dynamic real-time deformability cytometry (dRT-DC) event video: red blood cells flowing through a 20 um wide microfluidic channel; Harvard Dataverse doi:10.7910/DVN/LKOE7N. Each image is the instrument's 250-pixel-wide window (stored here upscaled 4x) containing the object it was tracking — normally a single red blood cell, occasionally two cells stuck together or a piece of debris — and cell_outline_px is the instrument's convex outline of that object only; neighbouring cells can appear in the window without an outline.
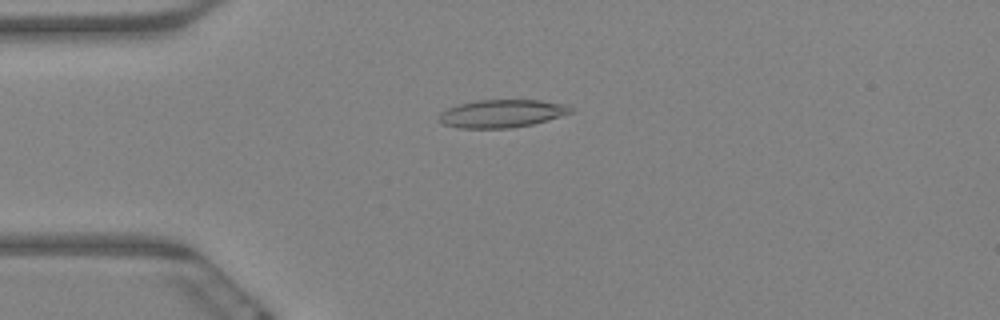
{"species": "Egyptian fruit bat (a non-hibernating species)", "species_latin": "Rousettus aegyptiacus", "temperature_condition": "warm", "stored_images_in_passage": 59, "camera_frame_rate_fps": 3000, "um_per_image_px": 0.085, "animal": {"sex": "female"}, "frame": {"image": 1, "passage_image": 13, "time_ms": 4.0, "image_size_px": [1000, 320], "cell_outline_px": [[576, 112], [548, 120], [532, 124], [508, 128], [456, 128], [444, 124], [436, 116], [440, 112], [448, 108], [460, 104], [476, 100], [540, 100], [568, 104], [576, 108]], "centroid_in_image_um": [42.72, 9.64], "position_along_channel_um": 42.3, "area_um2": 21.73}}
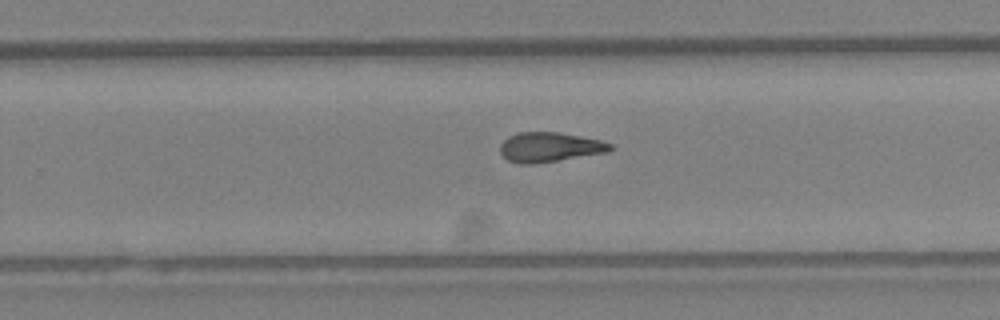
{"frame": {"image": 2, "passage_image": 37, "time_ms": 12.0, "image_size_px": [1000, 320], "cell_outline_px": [[616, 148], [608, 152], [536, 164], [520, 164], [508, 160], [500, 152], [500, 144], [508, 136], [516, 132], [560, 132], [600, 140], [612, 144]], "centroid_in_image_um": [46.73, 12.5], "position_along_channel_um": 283.1, "area_um2": 19.25}}
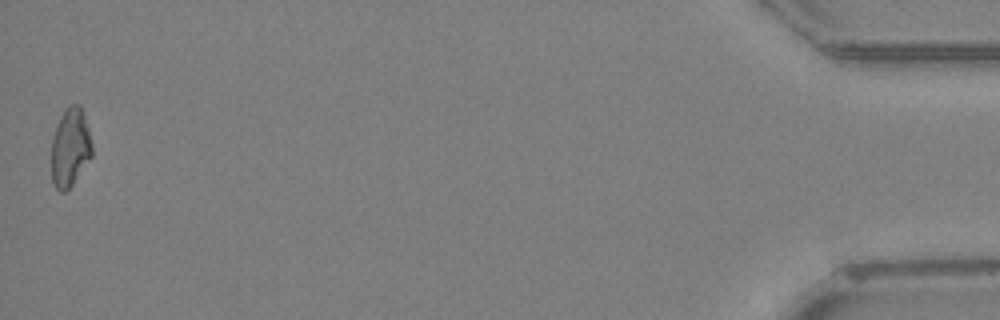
{"frame": {"image": 3, "passage_image": 59, "time_ms": 19.333, "image_size_px": [1000, 320], "cell_outline_px": [[92, 156], [72, 184], [64, 192], [60, 192], [56, 188], [52, 180], [52, 136], [56, 124], [60, 116], [72, 104], [80, 104], [88, 128], [92, 144]], "centroid_in_image_um": [5.96, 12.53], "position_along_channel_um": 429.2, "area_um2": 18.38}, "authors_computed_cell_mechanics": {"area_um2": 19.4208, "velocity_mm_per_s": 3.3007, "shape_relaxation_time_tau1_ms": null, "shape_relaxation_time_tau2_ms": 5.6613, "deformation_change_tau1": null, "deformation_change_tau2": 0.1604}}